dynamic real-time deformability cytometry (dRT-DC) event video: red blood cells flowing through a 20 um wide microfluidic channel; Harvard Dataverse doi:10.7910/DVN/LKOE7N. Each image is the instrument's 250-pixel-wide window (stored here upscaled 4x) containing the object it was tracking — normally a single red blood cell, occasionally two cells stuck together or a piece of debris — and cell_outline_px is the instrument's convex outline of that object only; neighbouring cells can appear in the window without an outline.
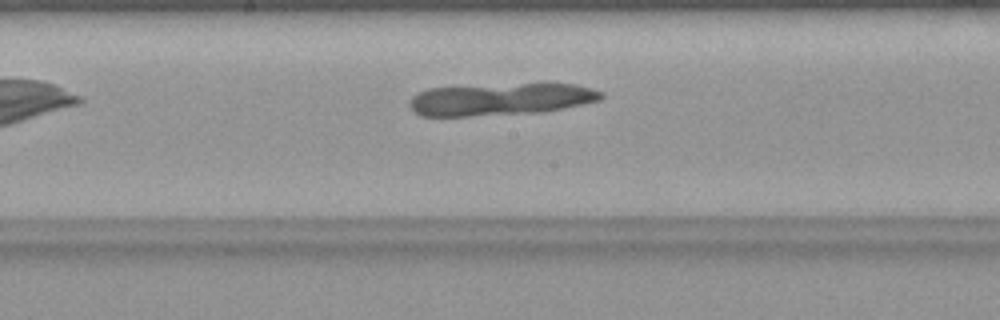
{"species": "common noctule bat (a hibernating species)", "species_latin": "Nyctalus noctula", "temperature_condition": "warm", "stored_images_in_passage": 25, "camera_frame_rate_fps": 3000, "um_per_image_px": 0.085, "animal": {"sex": "female", "body_mass_g": 19.9}, "frame": {"image": 1, "passage_image": 10, "time_ms": 3.0, "image_size_px": [1000, 320], "cell_outline_px": [[604, 96], [600, 100], [544, 112], [472, 116], [420, 116], [408, 104], [412, 96], [416, 92], [428, 88], [524, 84], [572, 84], [592, 88], [604, 92]], "centroid_in_image_um": [42.54, 8.45], "position_along_channel_um": 205.7, "area_um2": 35.72}}